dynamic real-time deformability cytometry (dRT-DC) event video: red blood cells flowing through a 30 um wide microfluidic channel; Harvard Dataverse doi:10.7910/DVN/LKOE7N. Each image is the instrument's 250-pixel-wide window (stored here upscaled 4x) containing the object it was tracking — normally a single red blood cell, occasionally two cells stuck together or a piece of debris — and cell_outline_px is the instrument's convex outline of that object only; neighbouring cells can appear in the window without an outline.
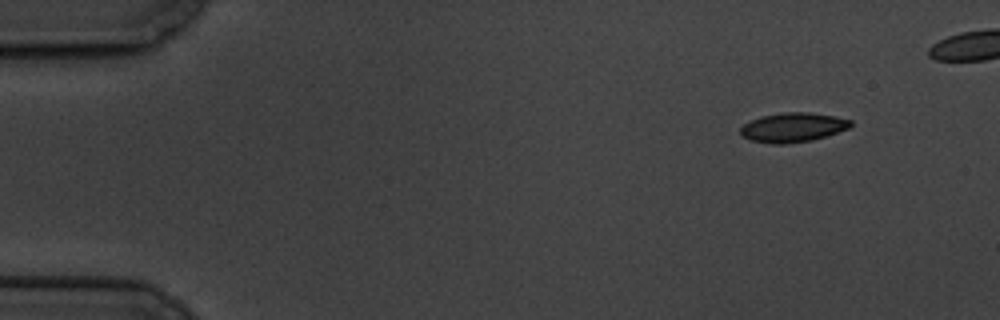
{"species": "common noctule bat (a hibernating species)", "species_latin": "Nyctalus noctula", "temperature_condition": "cold", "stored_images_in_passage": 7, "camera_frame_rate_fps": 3000, "um_per_image_px": 0.085, "animal": {"sex": "male", "body_mass_g": 19.5, "forearm_length_mm": 54.6}, "frame": {"image": 1, "passage_image": 1, "time_ms": 0.0, "image_size_px": [1000, 320], "cell_outline_px": [[852, 124], [848, 128], [812, 140], [784, 144], [772, 144], [752, 140], [744, 136], [740, 132], [740, 128], [744, 124], [760, 116], [784, 112], [808, 112], [832, 116], [852, 120]], "centroid_in_image_um": [67.37, 10.82], "position_along_channel_um": 17.6, "area_um2": 18.55}}
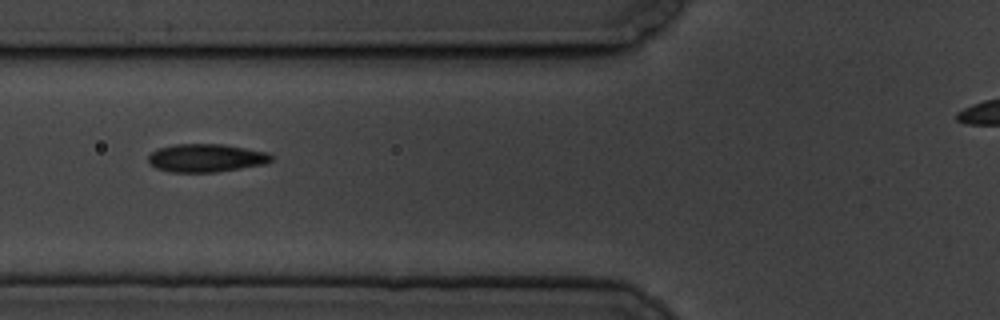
{"frame": {"image": 2, "passage_image": 6, "time_ms": 5.667, "image_size_px": [1000, 320], "cell_outline_px": [[272, 160], [264, 164], [216, 172], [172, 172], [156, 168], [148, 160], [148, 156], [152, 152], [160, 148], [176, 144], [224, 144], [268, 152], [272, 156]], "centroid_in_image_um": [17.54, 13.42], "position_along_channel_um": 108.3, "area_um2": 20.0}}
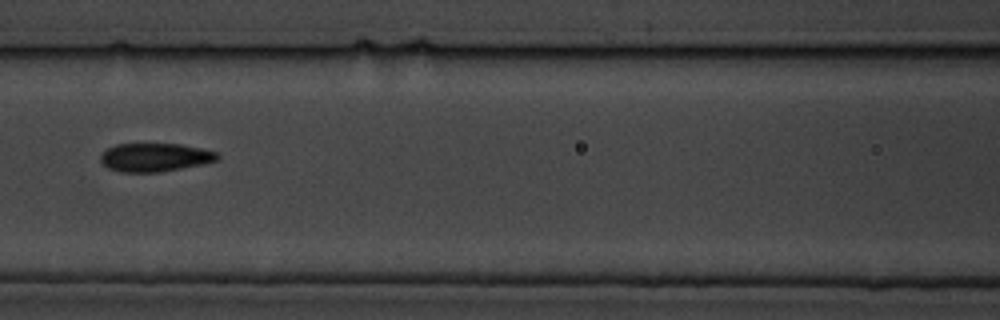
{"frame": {"image": 3, "passage_image": 7, "time_ms": 7.0, "image_size_px": [1000, 320], "cell_outline_px": [[220, 160], [160, 172], [120, 172], [108, 168], [100, 160], [100, 156], [108, 148], [116, 144], [180, 144], [200, 148], [216, 152], [220, 156]], "centroid_in_image_um": [13.17, 13.37], "position_along_channel_um": 153.4, "area_um2": 19.19}}